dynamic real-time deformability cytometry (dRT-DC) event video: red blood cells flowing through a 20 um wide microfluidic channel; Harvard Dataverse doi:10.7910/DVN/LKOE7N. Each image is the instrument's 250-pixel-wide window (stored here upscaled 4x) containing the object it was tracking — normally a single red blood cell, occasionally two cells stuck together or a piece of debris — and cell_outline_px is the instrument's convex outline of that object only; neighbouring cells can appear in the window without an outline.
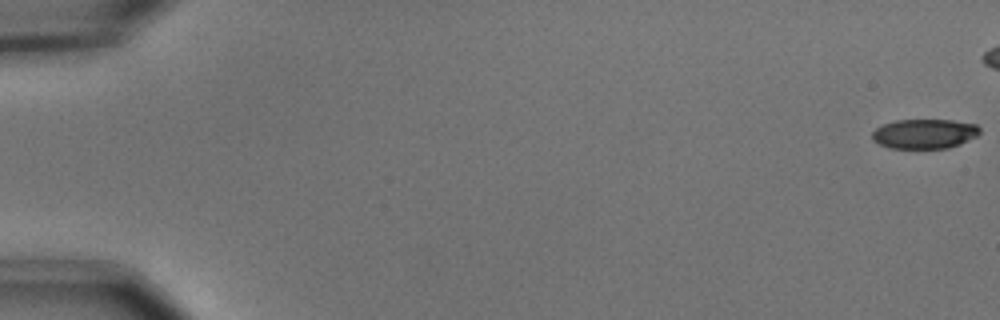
{"species": "common noctule bat (a hibernating species)", "species_latin": "Nyctalus noctula", "temperature_condition": "cold", "stored_images_in_passage": 48, "camera_frame_rate_fps": 3000, "um_per_image_px": 0.085, "animal": {"sex": "male", "body_mass_g": 15.6}, "frame": {"image": 1, "passage_image": 1, "time_ms": 0.0, "image_size_px": [1000, 320], "cell_outline_px": [[980, 132], [976, 136], [960, 144], [948, 148], [888, 148], [872, 140], [872, 132], [876, 128], [884, 124], [896, 120], [952, 120], [976, 124], [980, 128]], "centroid_in_image_um": [78.57, 11.37], "position_along_channel_um": 6.4, "area_um2": 18.55}}
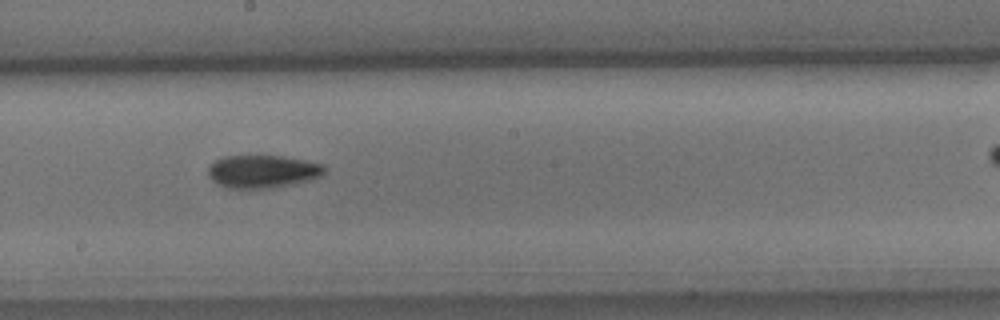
{"frame": {"image": 2, "passage_image": 32, "time_ms": 10.333, "image_size_px": [1000, 320], "cell_outline_px": [[328, 168], [320, 176], [308, 180], [268, 188], [228, 188], [216, 184], [208, 176], [208, 164], [224, 156], [280, 156], [304, 160], [324, 164]], "centroid_in_image_um": [22.28, 14.56], "position_along_channel_um": 225.9, "area_um2": 22.2}}
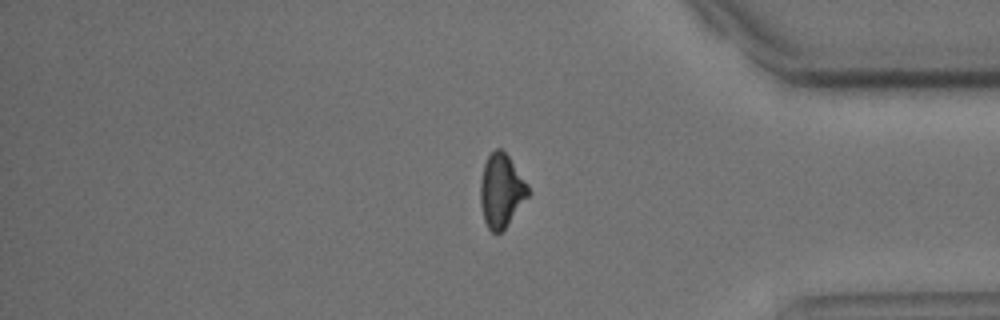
{"frame": {"image": 3, "passage_image": 47, "time_ms": 15.333, "image_size_px": [1000, 320], "cell_outline_px": [[532, 192], [504, 228], [500, 232], [492, 232], [488, 228], [484, 220], [480, 204], [480, 180], [484, 164], [488, 156], [496, 148], [500, 148], [508, 156], [528, 184]], "centroid_in_image_um": [42.61, 16.2], "position_along_channel_um": 392.6, "area_um2": 20.35}}